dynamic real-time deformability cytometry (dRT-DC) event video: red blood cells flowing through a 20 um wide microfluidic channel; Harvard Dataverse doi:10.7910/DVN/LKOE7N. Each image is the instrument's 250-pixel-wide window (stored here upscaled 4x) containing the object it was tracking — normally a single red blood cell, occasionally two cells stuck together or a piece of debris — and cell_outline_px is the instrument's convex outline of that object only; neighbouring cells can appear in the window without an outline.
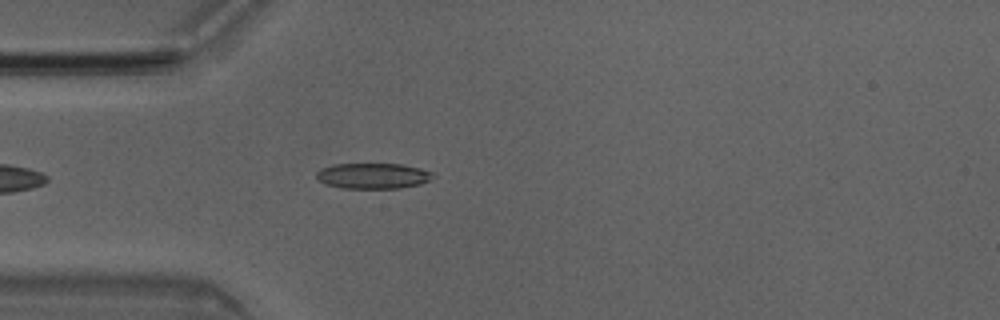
{"species": "Egyptian fruit bat (a non-hibernating species)", "species_latin": "Rousettus aegyptiacus", "temperature_condition": "room temperature", "stored_images_in_passage": 5, "camera_frame_rate_fps": 3000, "um_per_image_px": 0.085, "animal": {"sex": "male"}, "frame": {"image": 1, "passage_image": 5, "time_ms": 1.333, "image_size_px": [1000, 320], "cell_outline_px": [[436, 176], [420, 184], [400, 188], [340, 188], [324, 184], [316, 180], [316, 172], [320, 168], [332, 164], [404, 164], [420, 168], [432, 172]], "centroid_in_image_um": [31.66, 14.94], "position_along_channel_um": 53.3, "area_um2": 17.63}}